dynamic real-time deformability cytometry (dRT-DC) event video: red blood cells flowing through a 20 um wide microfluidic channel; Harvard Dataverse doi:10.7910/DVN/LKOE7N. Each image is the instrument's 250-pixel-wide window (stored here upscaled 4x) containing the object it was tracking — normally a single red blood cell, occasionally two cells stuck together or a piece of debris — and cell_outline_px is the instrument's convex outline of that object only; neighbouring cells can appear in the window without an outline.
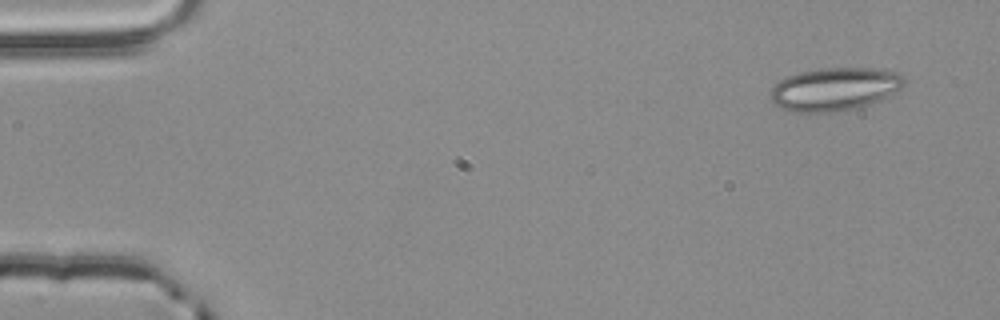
{"species": "common noctule bat (a hibernating species)", "species_latin": "Nyctalus noctula", "temperature_condition": "room temperature", "stored_images_in_passage": 3, "camera_frame_rate_fps": 3000, "um_per_image_px": 0.085, "animal": {"sex": "male", "body_mass_g": 20.4}, "frame": {"image": 1, "passage_image": 3, "time_ms": 0.667, "image_size_px": [1000, 320], "cell_outline_px": [[904, 84], [900, 88], [888, 96], [880, 100], [860, 108], [836, 112], [792, 112], [780, 108], [772, 100], [772, 88], [784, 76], [800, 72], [820, 68], [880, 68], [900, 72], [904, 76]], "centroid_in_image_um": [70.98, 7.57], "position_along_channel_um": 14.0, "area_um2": 33.87}}